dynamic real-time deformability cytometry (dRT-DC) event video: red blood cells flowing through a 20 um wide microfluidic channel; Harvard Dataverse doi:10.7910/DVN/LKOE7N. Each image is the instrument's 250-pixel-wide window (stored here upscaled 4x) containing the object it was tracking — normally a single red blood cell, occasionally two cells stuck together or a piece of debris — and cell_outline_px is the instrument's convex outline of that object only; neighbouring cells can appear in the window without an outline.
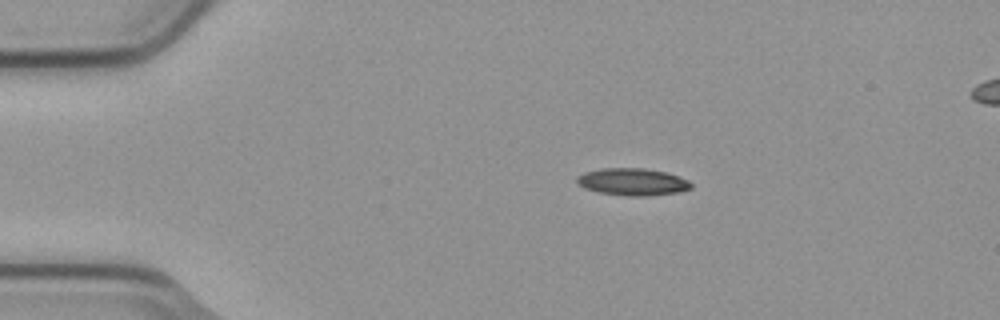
{"species": "common noctule bat (a hibernating species)", "species_latin": "Nyctalus noctula", "temperature_condition": "cold", "stored_images_in_passage": 4, "camera_frame_rate_fps": 3000, "um_per_image_px": 0.085, "animal": {"sex": "male", "body_mass_g": 23.1, "forearm_length_mm": 52.7}, "frame": {"image": 1, "passage_image": 2, "time_ms": 0.333, "image_size_px": [1000, 320], "cell_outline_px": [[692, 188], [680, 192], [648, 196], [628, 196], [600, 192], [584, 188], [576, 184], [576, 176], [584, 172], [600, 168], [644, 168], [664, 172], [688, 180], [692, 184]], "centroid_in_image_um": [53.73, 15.46], "position_along_channel_um": 31.3, "area_um2": 18.15}}